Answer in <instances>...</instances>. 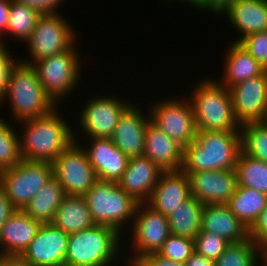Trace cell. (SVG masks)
<instances>
[{
    "label": "cell",
    "mask_w": 267,
    "mask_h": 266,
    "mask_svg": "<svg viewBox=\"0 0 267 266\" xmlns=\"http://www.w3.org/2000/svg\"><path fill=\"white\" fill-rule=\"evenodd\" d=\"M249 236L267 255V207L249 229Z\"/></svg>",
    "instance_id": "obj_38"
},
{
    "label": "cell",
    "mask_w": 267,
    "mask_h": 266,
    "mask_svg": "<svg viewBox=\"0 0 267 266\" xmlns=\"http://www.w3.org/2000/svg\"><path fill=\"white\" fill-rule=\"evenodd\" d=\"M130 230L128 232L132 235L129 242L133 243H130L133 248L130 252L132 255L127 254L128 260H122L126 266H133L149 253H157L171 234L168 217L154 210L146 202L138 203Z\"/></svg>",
    "instance_id": "obj_9"
},
{
    "label": "cell",
    "mask_w": 267,
    "mask_h": 266,
    "mask_svg": "<svg viewBox=\"0 0 267 266\" xmlns=\"http://www.w3.org/2000/svg\"><path fill=\"white\" fill-rule=\"evenodd\" d=\"M238 43L267 70V31L247 35Z\"/></svg>",
    "instance_id": "obj_37"
},
{
    "label": "cell",
    "mask_w": 267,
    "mask_h": 266,
    "mask_svg": "<svg viewBox=\"0 0 267 266\" xmlns=\"http://www.w3.org/2000/svg\"><path fill=\"white\" fill-rule=\"evenodd\" d=\"M184 148L161 131L151 120L145 131L143 155L154 162L163 172L180 171Z\"/></svg>",
    "instance_id": "obj_21"
},
{
    "label": "cell",
    "mask_w": 267,
    "mask_h": 266,
    "mask_svg": "<svg viewBox=\"0 0 267 266\" xmlns=\"http://www.w3.org/2000/svg\"><path fill=\"white\" fill-rule=\"evenodd\" d=\"M235 0H203V11L221 15Z\"/></svg>",
    "instance_id": "obj_44"
},
{
    "label": "cell",
    "mask_w": 267,
    "mask_h": 266,
    "mask_svg": "<svg viewBox=\"0 0 267 266\" xmlns=\"http://www.w3.org/2000/svg\"><path fill=\"white\" fill-rule=\"evenodd\" d=\"M241 149L253 158L267 162V128L260 122L241 125Z\"/></svg>",
    "instance_id": "obj_34"
},
{
    "label": "cell",
    "mask_w": 267,
    "mask_h": 266,
    "mask_svg": "<svg viewBox=\"0 0 267 266\" xmlns=\"http://www.w3.org/2000/svg\"><path fill=\"white\" fill-rule=\"evenodd\" d=\"M18 59L9 69L5 92L0 99V106L8 99L12 119L16 123L44 116L57 107L46 94L32 65Z\"/></svg>",
    "instance_id": "obj_3"
},
{
    "label": "cell",
    "mask_w": 267,
    "mask_h": 266,
    "mask_svg": "<svg viewBox=\"0 0 267 266\" xmlns=\"http://www.w3.org/2000/svg\"><path fill=\"white\" fill-rule=\"evenodd\" d=\"M167 1H170V2H172V1H176V0H166V2ZM177 1H181V0H177ZM181 2H186V3H188V5H193L192 7H195V8H197V10L199 9V10H202L203 11V0H182Z\"/></svg>",
    "instance_id": "obj_47"
},
{
    "label": "cell",
    "mask_w": 267,
    "mask_h": 266,
    "mask_svg": "<svg viewBox=\"0 0 267 266\" xmlns=\"http://www.w3.org/2000/svg\"><path fill=\"white\" fill-rule=\"evenodd\" d=\"M23 160L20 134L7 120L0 117V171L12 168Z\"/></svg>",
    "instance_id": "obj_33"
},
{
    "label": "cell",
    "mask_w": 267,
    "mask_h": 266,
    "mask_svg": "<svg viewBox=\"0 0 267 266\" xmlns=\"http://www.w3.org/2000/svg\"><path fill=\"white\" fill-rule=\"evenodd\" d=\"M11 2L12 0H0V49L8 50L2 38H5L4 36L7 31Z\"/></svg>",
    "instance_id": "obj_42"
},
{
    "label": "cell",
    "mask_w": 267,
    "mask_h": 266,
    "mask_svg": "<svg viewBox=\"0 0 267 266\" xmlns=\"http://www.w3.org/2000/svg\"><path fill=\"white\" fill-rule=\"evenodd\" d=\"M83 197L95 225L111 227L121 235L132 225L138 202L118 183L98 180Z\"/></svg>",
    "instance_id": "obj_6"
},
{
    "label": "cell",
    "mask_w": 267,
    "mask_h": 266,
    "mask_svg": "<svg viewBox=\"0 0 267 266\" xmlns=\"http://www.w3.org/2000/svg\"><path fill=\"white\" fill-rule=\"evenodd\" d=\"M118 96L96 95L88 99L79 116L83 138H111L123 112L132 104ZM128 101V102H127ZM130 102V103H129Z\"/></svg>",
    "instance_id": "obj_13"
},
{
    "label": "cell",
    "mask_w": 267,
    "mask_h": 266,
    "mask_svg": "<svg viewBox=\"0 0 267 266\" xmlns=\"http://www.w3.org/2000/svg\"><path fill=\"white\" fill-rule=\"evenodd\" d=\"M238 186L267 194V162L246 155L242 150L235 166Z\"/></svg>",
    "instance_id": "obj_31"
},
{
    "label": "cell",
    "mask_w": 267,
    "mask_h": 266,
    "mask_svg": "<svg viewBox=\"0 0 267 266\" xmlns=\"http://www.w3.org/2000/svg\"><path fill=\"white\" fill-rule=\"evenodd\" d=\"M17 209L12 205L11 200L6 196L5 191L0 187V233L4 223Z\"/></svg>",
    "instance_id": "obj_43"
},
{
    "label": "cell",
    "mask_w": 267,
    "mask_h": 266,
    "mask_svg": "<svg viewBox=\"0 0 267 266\" xmlns=\"http://www.w3.org/2000/svg\"><path fill=\"white\" fill-rule=\"evenodd\" d=\"M139 106L132 102L121 115L111 137L114 145L129 158L143 155L146 126L151 120L149 109L145 115Z\"/></svg>",
    "instance_id": "obj_17"
},
{
    "label": "cell",
    "mask_w": 267,
    "mask_h": 266,
    "mask_svg": "<svg viewBox=\"0 0 267 266\" xmlns=\"http://www.w3.org/2000/svg\"><path fill=\"white\" fill-rule=\"evenodd\" d=\"M223 76L217 80L230 88L240 82L261 75L265 69L238 42L229 45L224 57Z\"/></svg>",
    "instance_id": "obj_25"
},
{
    "label": "cell",
    "mask_w": 267,
    "mask_h": 266,
    "mask_svg": "<svg viewBox=\"0 0 267 266\" xmlns=\"http://www.w3.org/2000/svg\"><path fill=\"white\" fill-rule=\"evenodd\" d=\"M89 143L90 147H82L98 180L118 183L126 170L129 157L114 145L111 138H89Z\"/></svg>",
    "instance_id": "obj_18"
},
{
    "label": "cell",
    "mask_w": 267,
    "mask_h": 266,
    "mask_svg": "<svg viewBox=\"0 0 267 266\" xmlns=\"http://www.w3.org/2000/svg\"><path fill=\"white\" fill-rule=\"evenodd\" d=\"M41 224L23 210L17 209L2 227L0 256H21L35 238Z\"/></svg>",
    "instance_id": "obj_22"
},
{
    "label": "cell",
    "mask_w": 267,
    "mask_h": 266,
    "mask_svg": "<svg viewBox=\"0 0 267 266\" xmlns=\"http://www.w3.org/2000/svg\"><path fill=\"white\" fill-rule=\"evenodd\" d=\"M78 139L75 136L74 142L52 162L53 177L60 183L66 196H84L98 181Z\"/></svg>",
    "instance_id": "obj_12"
},
{
    "label": "cell",
    "mask_w": 267,
    "mask_h": 266,
    "mask_svg": "<svg viewBox=\"0 0 267 266\" xmlns=\"http://www.w3.org/2000/svg\"><path fill=\"white\" fill-rule=\"evenodd\" d=\"M76 44L78 43L76 42L61 54L43 58L31 64L46 94L58 107V104L67 98L74 88L76 90L78 88L76 86L81 82L79 80H81L83 68Z\"/></svg>",
    "instance_id": "obj_7"
},
{
    "label": "cell",
    "mask_w": 267,
    "mask_h": 266,
    "mask_svg": "<svg viewBox=\"0 0 267 266\" xmlns=\"http://www.w3.org/2000/svg\"><path fill=\"white\" fill-rule=\"evenodd\" d=\"M41 14L33 7L12 1L6 35L25 42L32 34Z\"/></svg>",
    "instance_id": "obj_32"
},
{
    "label": "cell",
    "mask_w": 267,
    "mask_h": 266,
    "mask_svg": "<svg viewBox=\"0 0 267 266\" xmlns=\"http://www.w3.org/2000/svg\"><path fill=\"white\" fill-rule=\"evenodd\" d=\"M225 14L240 34L234 42L252 33L267 31V0H235L222 13Z\"/></svg>",
    "instance_id": "obj_23"
},
{
    "label": "cell",
    "mask_w": 267,
    "mask_h": 266,
    "mask_svg": "<svg viewBox=\"0 0 267 266\" xmlns=\"http://www.w3.org/2000/svg\"><path fill=\"white\" fill-rule=\"evenodd\" d=\"M2 266H30L21 256H2Z\"/></svg>",
    "instance_id": "obj_46"
},
{
    "label": "cell",
    "mask_w": 267,
    "mask_h": 266,
    "mask_svg": "<svg viewBox=\"0 0 267 266\" xmlns=\"http://www.w3.org/2000/svg\"><path fill=\"white\" fill-rule=\"evenodd\" d=\"M58 111L55 107L44 116L17 123L23 131L19 132L23 160L52 163L74 142L76 134L73 130L76 129H71Z\"/></svg>",
    "instance_id": "obj_1"
},
{
    "label": "cell",
    "mask_w": 267,
    "mask_h": 266,
    "mask_svg": "<svg viewBox=\"0 0 267 266\" xmlns=\"http://www.w3.org/2000/svg\"><path fill=\"white\" fill-rule=\"evenodd\" d=\"M202 78L188 97L198 131L237 132L241 126L234 116L229 88L217 79ZM194 90V91H193Z\"/></svg>",
    "instance_id": "obj_4"
},
{
    "label": "cell",
    "mask_w": 267,
    "mask_h": 266,
    "mask_svg": "<svg viewBox=\"0 0 267 266\" xmlns=\"http://www.w3.org/2000/svg\"><path fill=\"white\" fill-rule=\"evenodd\" d=\"M239 125L260 122L267 107V70L229 88Z\"/></svg>",
    "instance_id": "obj_15"
},
{
    "label": "cell",
    "mask_w": 267,
    "mask_h": 266,
    "mask_svg": "<svg viewBox=\"0 0 267 266\" xmlns=\"http://www.w3.org/2000/svg\"><path fill=\"white\" fill-rule=\"evenodd\" d=\"M226 205L250 229L260 213L267 207V194L248 187L238 186Z\"/></svg>",
    "instance_id": "obj_28"
},
{
    "label": "cell",
    "mask_w": 267,
    "mask_h": 266,
    "mask_svg": "<svg viewBox=\"0 0 267 266\" xmlns=\"http://www.w3.org/2000/svg\"><path fill=\"white\" fill-rule=\"evenodd\" d=\"M241 130L237 132L198 131L196 140L184 148L182 171L235 169L241 152Z\"/></svg>",
    "instance_id": "obj_2"
},
{
    "label": "cell",
    "mask_w": 267,
    "mask_h": 266,
    "mask_svg": "<svg viewBox=\"0 0 267 266\" xmlns=\"http://www.w3.org/2000/svg\"><path fill=\"white\" fill-rule=\"evenodd\" d=\"M229 242L212 232H199L194 238V249L197 254L215 261L229 246Z\"/></svg>",
    "instance_id": "obj_36"
},
{
    "label": "cell",
    "mask_w": 267,
    "mask_h": 266,
    "mask_svg": "<svg viewBox=\"0 0 267 266\" xmlns=\"http://www.w3.org/2000/svg\"><path fill=\"white\" fill-rule=\"evenodd\" d=\"M69 234L52 223H42L21 257L30 266H65Z\"/></svg>",
    "instance_id": "obj_14"
},
{
    "label": "cell",
    "mask_w": 267,
    "mask_h": 266,
    "mask_svg": "<svg viewBox=\"0 0 267 266\" xmlns=\"http://www.w3.org/2000/svg\"><path fill=\"white\" fill-rule=\"evenodd\" d=\"M194 252L193 239L170 234L157 254L165 259L185 264Z\"/></svg>",
    "instance_id": "obj_35"
},
{
    "label": "cell",
    "mask_w": 267,
    "mask_h": 266,
    "mask_svg": "<svg viewBox=\"0 0 267 266\" xmlns=\"http://www.w3.org/2000/svg\"><path fill=\"white\" fill-rule=\"evenodd\" d=\"M52 176L51 162L22 160L16 166L0 171V187L12 205L23 210Z\"/></svg>",
    "instance_id": "obj_10"
},
{
    "label": "cell",
    "mask_w": 267,
    "mask_h": 266,
    "mask_svg": "<svg viewBox=\"0 0 267 266\" xmlns=\"http://www.w3.org/2000/svg\"><path fill=\"white\" fill-rule=\"evenodd\" d=\"M204 204L192 195L168 217L170 233L193 239L201 230Z\"/></svg>",
    "instance_id": "obj_29"
},
{
    "label": "cell",
    "mask_w": 267,
    "mask_h": 266,
    "mask_svg": "<svg viewBox=\"0 0 267 266\" xmlns=\"http://www.w3.org/2000/svg\"><path fill=\"white\" fill-rule=\"evenodd\" d=\"M191 195L204 205L226 204L238 187L235 169L188 174Z\"/></svg>",
    "instance_id": "obj_16"
},
{
    "label": "cell",
    "mask_w": 267,
    "mask_h": 266,
    "mask_svg": "<svg viewBox=\"0 0 267 266\" xmlns=\"http://www.w3.org/2000/svg\"><path fill=\"white\" fill-rule=\"evenodd\" d=\"M0 266H2V256H0Z\"/></svg>",
    "instance_id": "obj_49"
},
{
    "label": "cell",
    "mask_w": 267,
    "mask_h": 266,
    "mask_svg": "<svg viewBox=\"0 0 267 266\" xmlns=\"http://www.w3.org/2000/svg\"><path fill=\"white\" fill-rule=\"evenodd\" d=\"M186 266H214V261L194 252L185 262Z\"/></svg>",
    "instance_id": "obj_45"
},
{
    "label": "cell",
    "mask_w": 267,
    "mask_h": 266,
    "mask_svg": "<svg viewBox=\"0 0 267 266\" xmlns=\"http://www.w3.org/2000/svg\"><path fill=\"white\" fill-rule=\"evenodd\" d=\"M191 196L188 175L182 170L163 172L146 202L154 210L169 217L182 202Z\"/></svg>",
    "instance_id": "obj_20"
},
{
    "label": "cell",
    "mask_w": 267,
    "mask_h": 266,
    "mask_svg": "<svg viewBox=\"0 0 267 266\" xmlns=\"http://www.w3.org/2000/svg\"><path fill=\"white\" fill-rule=\"evenodd\" d=\"M58 12L42 13L30 37L25 41L30 52L29 59L19 61L31 65L35 61L69 50L75 43V27ZM74 28V29H73ZM30 58L32 60H30Z\"/></svg>",
    "instance_id": "obj_8"
},
{
    "label": "cell",
    "mask_w": 267,
    "mask_h": 266,
    "mask_svg": "<svg viewBox=\"0 0 267 266\" xmlns=\"http://www.w3.org/2000/svg\"><path fill=\"white\" fill-rule=\"evenodd\" d=\"M260 123L267 128V107L264 111L263 118L260 120Z\"/></svg>",
    "instance_id": "obj_48"
},
{
    "label": "cell",
    "mask_w": 267,
    "mask_h": 266,
    "mask_svg": "<svg viewBox=\"0 0 267 266\" xmlns=\"http://www.w3.org/2000/svg\"><path fill=\"white\" fill-rule=\"evenodd\" d=\"M179 97L157 100L150 104L149 113L161 131L185 148L196 140L198 130L190 101L187 96Z\"/></svg>",
    "instance_id": "obj_11"
},
{
    "label": "cell",
    "mask_w": 267,
    "mask_h": 266,
    "mask_svg": "<svg viewBox=\"0 0 267 266\" xmlns=\"http://www.w3.org/2000/svg\"><path fill=\"white\" fill-rule=\"evenodd\" d=\"M39 10L41 13L58 12L59 5L65 0H12ZM58 8V9H57Z\"/></svg>",
    "instance_id": "obj_40"
},
{
    "label": "cell",
    "mask_w": 267,
    "mask_h": 266,
    "mask_svg": "<svg viewBox=\"0 0 267 266\" xmlns=\"http://www.w3.org/2000/svg\"><path fill=\"white\" fill-rule=\"evenodd\" d=\"M133 266H186L180 262H174L161 257L157 253H149L139 259Z\"/></svg>",
    "instance_id": "obj_41"
},
{
    "label": "cell",
    "mask_w": 267,
    "mask_h": 266,
    "mask_svg": "<svg viewBox=\"0 0 267 266\" xmlns=\"http://www.w3.org/2000/svg\"><path fill=\"white\" fill-rule=\"evenodd\" d=\"M200 232L216 233L229 243H239L250 238L249 229L226 204L204 205Z\"/></svg>",
    "instance_id": "obj_24"
},
{
    "label": "cell",
    "mask_w": 267,
    "mask_h": 266,
    "mask_svg": "<svg viewBox=\"0 0 267 266\" xmlns=\"http://www.w3.org/2000/svg\"><path fill=\"white\" fill-rule=\"evenodd\" d=\"M51 223L68 234L89 229L95 225L83 196H66Z\"/></svg>",
    "instance_id": "obj_27"
},
{
    "label": "cell",
    "mask_w": 267,
    "mask_h": 266,
    "mask_svg": "<svg viewBox=\"0 0 267 266\" xmlns=\"http://www.w3.org/2000/svg\"><path fill=\"white\" fill-rule=\"evenodd\" d=\"M122 239L118 231L104 225L71 233L65 266H112L116 259H122L118 258L120 251H125L122 250L124 245H120Z\"/></svg>",
    "instance_id": "obj_5"
},
{
    "label": "cell",
    "mask_w": 267,
    "mask_h": 266,
    "mask_svg": "<svg viewBox=\"0 0 267 266\" xmlns=\"http://www.w3.org/2000/svg\"><path fill=\"white\" fill-rule=\"evenodd\" d=\"M214 266H267V255L248 238L243 242L230 243L214 261Z\"/></svg>",
    "instance_id": "obj_30"
},
{
    "label": "cell",
    "mask_w": 267,
    "mask_h": 266,
    "mask_svg": "<svg viewBox=\"0 0 267 266\" xmlns=\"http://www.w3.org/2000/svg\"><path fill=\"white\" fill-rule=\"evenodd\" d=\"M163 171L145 155L130 157L118 185L138 203L149 200Z\"/></svg>",
    "instance_id": "obj_19"
},
{
    "label": "cell",
    "mask_w": 267,
    "mask_h": 266,
    "mask_svg": "<svg viewBox=\"0 0 267 266\" xmlns=\"http://www.w3.org/2000/svg\"><path fill=\"white\" fill-rule=\"evenodd\" d=\"M13 56L14 55L10 54V51L6 49H0V99L5 92L9 69L17 60L16 57L14 59Z\"/></svg>",
    "instance_id": "obj_39"
},
{
    "label": "cell",
    "mask_w": 267,
    "mask_h": 266,
    "mask_svg": "<svg viewBox=\"0 0 267 266\" xmlns=\"http://www.w3.org/2000/svg\"><path fill=\"white\" fill-rule=\"evenodd\" d=\"M65 197L64 189L52 176L30 199L23 211L41 223H51Z\"/></svg>",
    "instance_id": "obj_26"
}]
</instances>
